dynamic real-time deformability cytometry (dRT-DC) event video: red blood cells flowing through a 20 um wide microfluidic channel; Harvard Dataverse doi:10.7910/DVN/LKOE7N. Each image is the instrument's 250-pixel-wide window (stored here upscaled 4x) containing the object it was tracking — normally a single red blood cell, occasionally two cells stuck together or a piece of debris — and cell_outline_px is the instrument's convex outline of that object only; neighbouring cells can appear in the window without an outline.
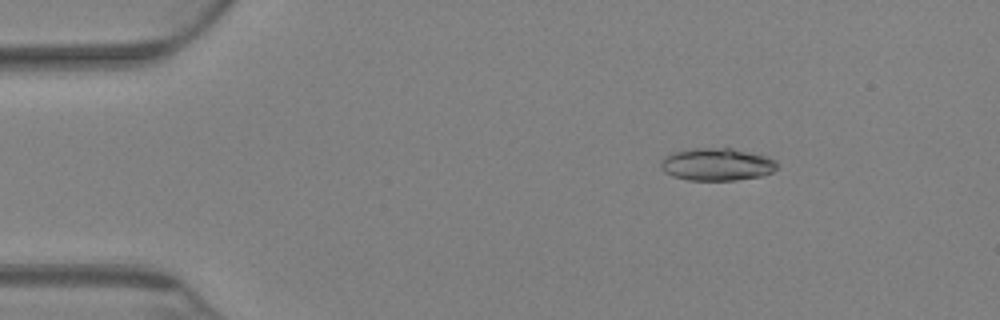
{"species": "Egyptian fruit bat (a non-hibernating species)", "species_latin": "Rousettus aegyptiacus", "temperature_condition": "warm", "stored_images_in_passage": 72, "camera_frame_rate_fps": 3000, "um_per_image_px": 0.085, "animal": {"sex": "female"}, "frame": {"image": 1, "passage_image": 11, "time_ms": 3.333, "image_size_px": [1000, 320], "cell_outline_px": [[780, 164], [772, 172], [764, 176], [736, 180], [688, 180], [672, 176], [664, 172], [660, 168], [660, 160], [668, 152], [692, 148], [732, 148], [764, 156], [776, 160]], "centroid_in_image_um": [60.89, 13.97], "position_along_channel_um": 24.1, "area_um2": 22.43}}
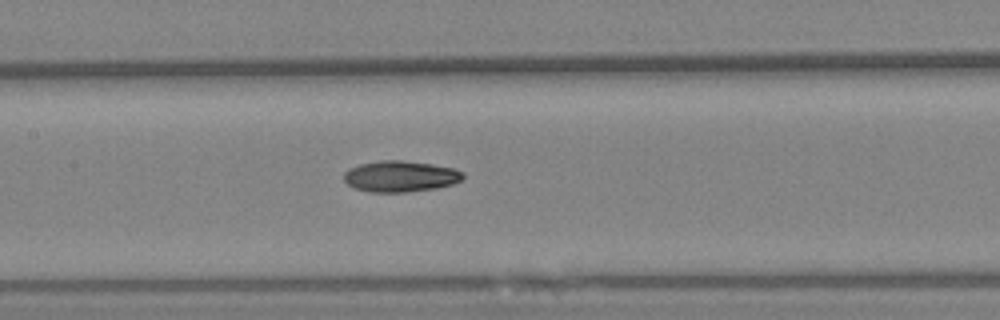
{"frame": {"image": 2, "passage_image": 35, "time_ms": 11.333, "image_size_px": [1000, 320], "cell_outline_px": [[464, 176], [460, 180], [452, 184], [436, 188], [404, 192], [368, 192], [352, 188], [344, 180], [344, 172], [348, 168], [360, 164], [380, 160], [400, 160], [432, 164], [452, 168], [464, 172]], "centroid_in_image_um": [33.99, 14.99], "position_along_channel_um": 173.4, "area_um2": 21.62}}
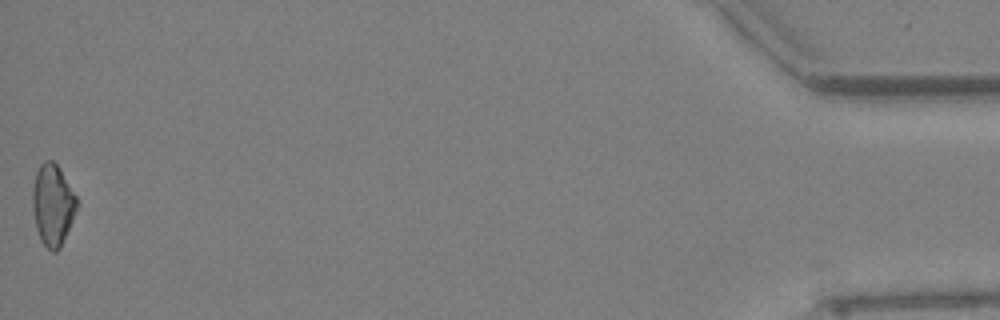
{"frame": {"image": 3, "passage_image": 72, "time_ms": 23.667, "image_size_px": [1000, 320], "cell_outline_px": [[80, 204], [60, 248], [56, 252], [52, 252], [40, 240], [36, 228], [32, 208], [32, 188], [36, 172], [40, 164], [44, 160], [52, 160], [56, 164], [76, 196]], "centroid_in_image_um": [4.48, 17.43], "position_along_channel_um": 430.7, "area_um2": 21.1}}